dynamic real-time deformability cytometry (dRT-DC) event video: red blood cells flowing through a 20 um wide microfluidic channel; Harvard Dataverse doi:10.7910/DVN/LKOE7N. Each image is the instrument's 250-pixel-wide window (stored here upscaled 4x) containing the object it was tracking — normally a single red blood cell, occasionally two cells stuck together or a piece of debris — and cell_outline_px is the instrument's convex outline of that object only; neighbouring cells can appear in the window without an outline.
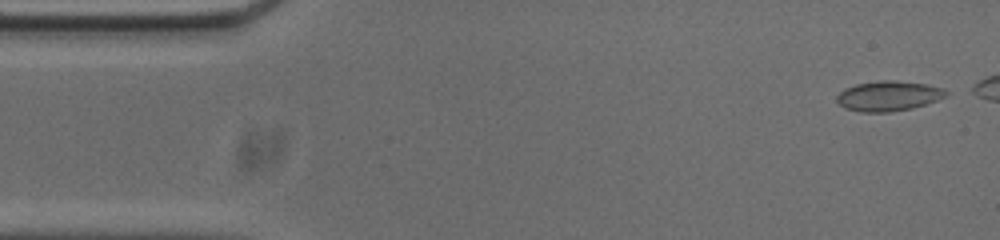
{"species": "common noctule bat (a hibernating species)", "species_latin": "Nyctalus noctula", "temperature_condition": "cold", "stored_images_in_passage": 42, "camera_frame_rate_fps": 3000, "um_per_image_px": 0.085, "animal": {"sex": "male", "body_mass_g": 20.0, "forearm_length_mm": 53.3}, "frame": {"image": 1, "passage_image": 2, "time_ms": 0.333, "image_size_px": [1000, 240], "cell_outline_px": [[948, 96], [912, 108], [888, 112], [860, 112], [844, 108], [836, 100], [836, 96], [844, 88], [856, 84], [880, 80], [896, 80], [928, 84], [944, 88], [948, 92]], "centroid_in_image_um": [75.52, 8.14], "position_along_channel_um": 9.5, "area_um2": 19.25}}
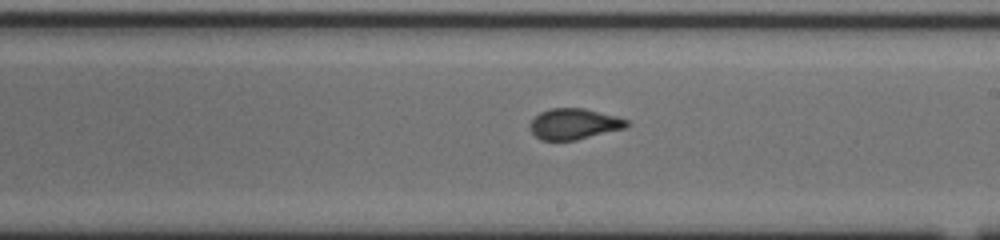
{"frame": {"image": 2, "passage_image": 29, "time_ms": 9.333, "image_size_px": [1000, 240], "cell_outline_px": [[628, 128], [576, 140], [540, 140], [532, 132], [528, 124], [540, 112], [552, 108], [584, 108], [616, 116], [628, 120]], "centroid_in_image_um": [48.81, 10.54], "position_along_channel_um": 240.2, "area_um2": 17.46}}
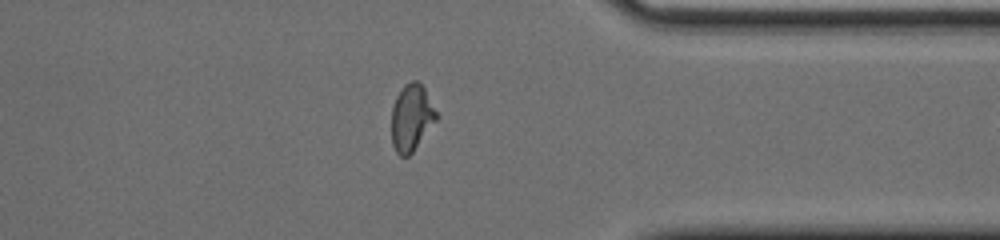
{"frame": {"image": 3, "passage_image": 41, "time_ms": 13.333, "image_size_px": [1000, 240], "cell_outline_px": [[436, 120], [412, 152], [408, 156], [400, 156], [396, 152], [392, 144], [392, 108], [396, 96], [400, 88], [404, 84], [412, 80], [416, 80], [424, 88], [436, 112]], "centroid_in_image_um": [34.94, 9.99], "position_along_channel_um": 376.5, "area_um2": 17.11}}